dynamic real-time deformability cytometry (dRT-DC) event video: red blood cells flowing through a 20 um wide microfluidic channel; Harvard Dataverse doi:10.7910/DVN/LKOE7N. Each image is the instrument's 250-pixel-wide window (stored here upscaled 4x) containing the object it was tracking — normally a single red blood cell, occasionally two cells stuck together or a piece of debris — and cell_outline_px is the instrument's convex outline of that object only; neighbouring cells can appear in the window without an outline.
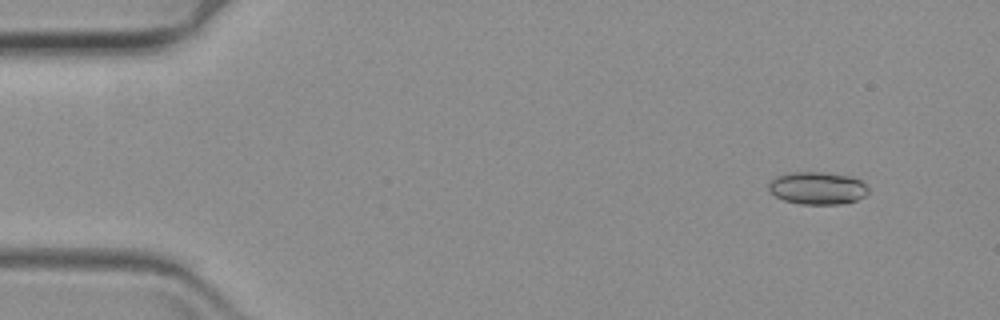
{"species": "common noctule bat (a hibernating species)", "species_latin": "Nyctalus noctula", "temperature_condition": "warm", "stored_images_in_passage": 62, "camera_frame_rate_fps": 3000, "um_per_image_px": 0.085, "animal": {"sex": "female", "body_mass_g": 19.3, "forearm_length_mm": 54.1}, "frame": {"image": 1, "passage_image": 5, "time_ms": 1.333, "image_size_px": [1000, 320], "cell_outline_px": [[868, 192], [864, 196], [856, 200], [840, 204], [800, 204], [784, 200], [776, 196], [768, 188], [768, 184], [776, 176], [788, 172], [820, 172], [852, 176], [860, 180], [868, 188]], "centroid_in_image_um": [69.48, 15.98], "position_along_channel_um": 15.5, "area_um2": 18.84}}
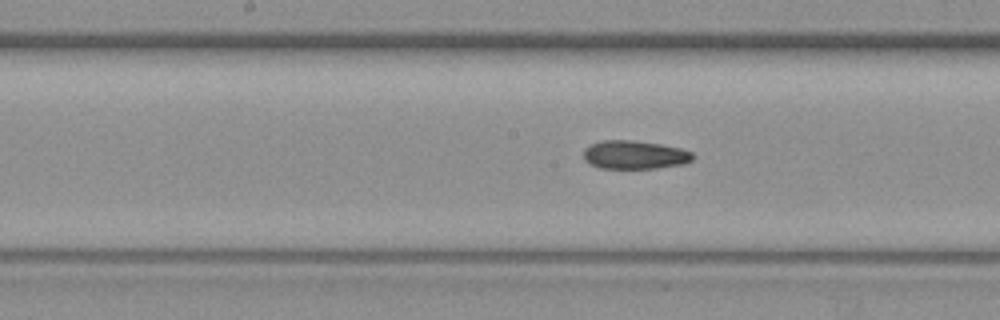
{"frame": {"image": 2, "passage_image": 31, "time_ms": 10.0, "image_size_px": [1000, 320], "cell_outline_px": [[692, 160], [684, 164], [656, 168], [600, 168], [588, 164], [584, 160], [584, 148], [600, 140], [628, 140], [660, 144], [680, 148], [692, 152]], "centroid_in_image_um": [53.91, 13.16], "position_along_channel_um": 194.3, "area_um2": 18.09}}
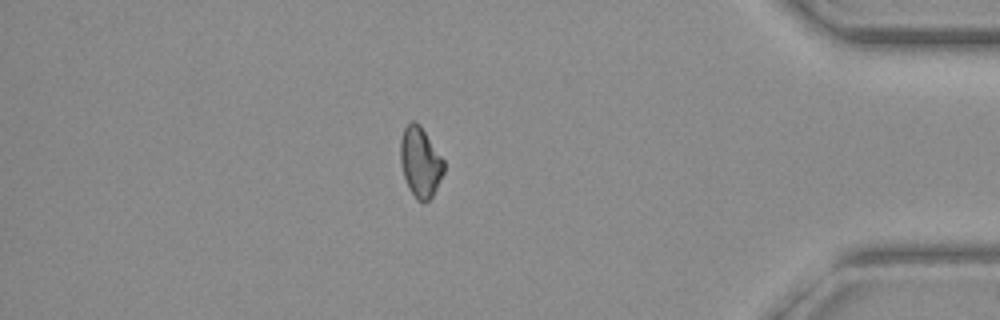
{"frame": {"image": 3, "passage_image": 53, "time_ms": 17.333, "image_size_px": [1000, 320], "cell_outline_px": [[444, 172], [432, 196], [428, 200], [416, 200], [408, 188], [404, 176], [400, 160], [400, 140], [404, 128], [412, 120], [420, 124], [444, 160]], "centroid_in_image_um": [35.72, 13.76], "position_along_channel_um": 399.5, "area_um2": 17.63}}